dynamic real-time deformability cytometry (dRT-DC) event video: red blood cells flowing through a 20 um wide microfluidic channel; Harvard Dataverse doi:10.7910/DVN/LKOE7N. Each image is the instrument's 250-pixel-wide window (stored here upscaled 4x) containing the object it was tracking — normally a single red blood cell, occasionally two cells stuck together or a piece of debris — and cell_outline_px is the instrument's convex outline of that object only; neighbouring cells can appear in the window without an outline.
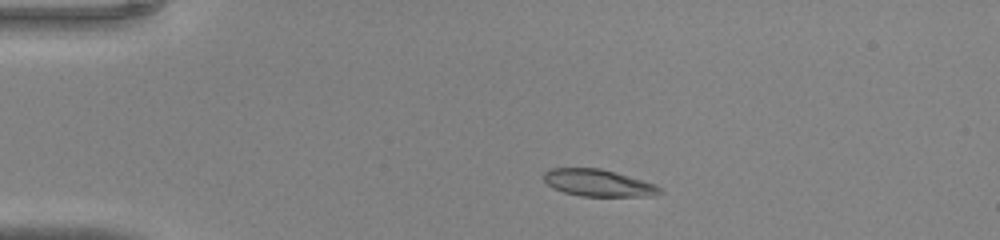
{"species": "common noctule bat (a hibernating species)", "species_latin": "Nyctalus noctula", "temperature_condition": "warm", "stored_images_in_passage": 42, "camera_frame_rate_fps": 3000, "um_per_image_px": 0.085, "animal": {"sex": "male", "body_mass_g": 20.0, "forearm_length_mm": 53.3}, "frame": {"image": 1, "passage_image": 6, "time_ms": 1.667, "image_size_px": [1000, 240], "cell_outline_px": [[664, 192], [652, 196], [580, 196], [564, 192], [552, 188], [544, 180], [544, 172], [548, 168], [600, 168], [656, 184]], "centroid_in_image_um": [50.84, 15.55], "position_along_channel_um": 34.2, "area_um2": 18.21}}
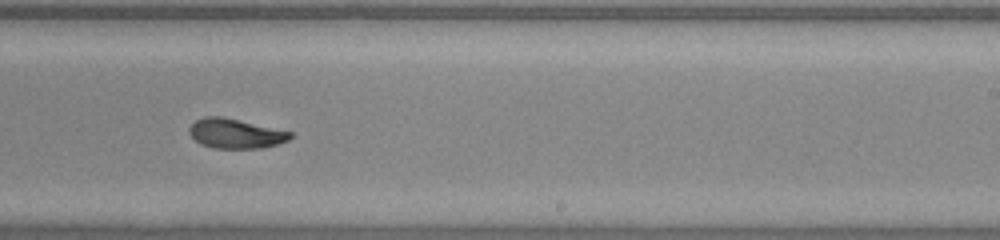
{"frame": {"image": 2, "passage_image": 25, "time_ms": 8.0, "image_size_px": [1000, 240], "cell_outline_px": [[292, 136], [288, 140], [276, 144], [260, 148], [212, 148], [200, 144], [188, 132], [188, 128], [196, 120], [204, 116], [220, 116], [292, 132]], "centroid_in_image_um": [19.98, 11.35], "position_along_channel_um": 269.0, "area_um2": 17.22}}
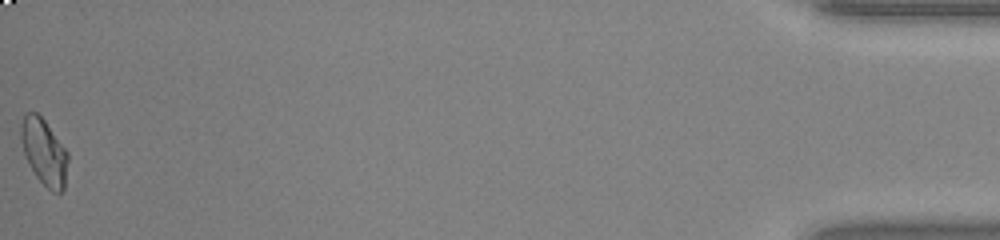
{"frame": {"image": 3, "passage_image": 42, "time_ms": 13.667, "image_size_px": [1000, 240], "cell_outline_px": [[68, 160], [64, 188], [60, 192], [52, 192], [36, 176], [28, 164], [20, 140], [20, 124], [24, 112], [36, 112], [44, 120], [68, 152]], "centroid_in_image_um": [3.72, 12.89], "position_along_channel_um": 431.5, "area_um2": 18.09}}